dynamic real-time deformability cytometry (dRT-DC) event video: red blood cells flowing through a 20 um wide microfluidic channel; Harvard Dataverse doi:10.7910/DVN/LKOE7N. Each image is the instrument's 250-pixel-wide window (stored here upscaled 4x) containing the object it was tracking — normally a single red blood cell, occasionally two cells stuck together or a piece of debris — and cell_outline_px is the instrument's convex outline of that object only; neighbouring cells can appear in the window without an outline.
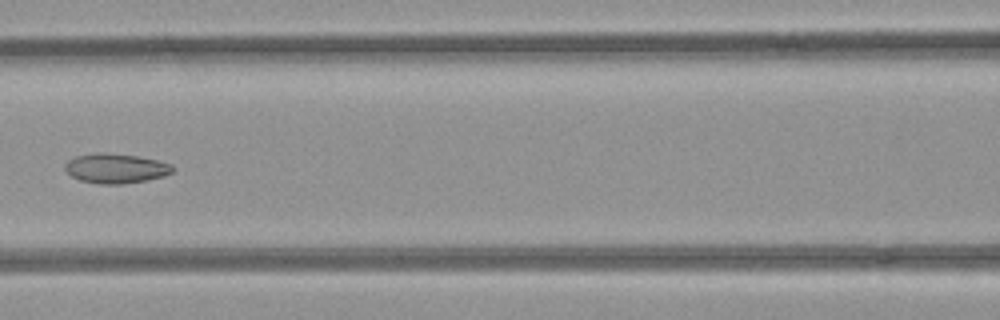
{"species": "common noctule bat (a hibernating species)", "species_latin": "Nyctalus noctula", "temperature_condition": "room temperature", "stored_images_in_passage": 6, "camera_frame_rate_fps": 3000, "um_per_image_px": 0.085, "animal": {"sex": "female", "body_mass_g": 21.9}, "frame": {"image": 1, "passage_image": 6, "time_ms": 1.667, "image_size_px": [1000, 320], "cell_outline_px": [[176, 168], [172, 172], [164, 176], [148, 180], [124, 184], [100, 184], [80, 180], [72, 176], [64, 168], [64, 164], [68, 160], [76, 156], [136, 156], [156, 160], [172, 164]], "centroid_in_image_um": [9.91, 14.38], "position_along_channel_um": 156.7, "area_um2": 17.74}}